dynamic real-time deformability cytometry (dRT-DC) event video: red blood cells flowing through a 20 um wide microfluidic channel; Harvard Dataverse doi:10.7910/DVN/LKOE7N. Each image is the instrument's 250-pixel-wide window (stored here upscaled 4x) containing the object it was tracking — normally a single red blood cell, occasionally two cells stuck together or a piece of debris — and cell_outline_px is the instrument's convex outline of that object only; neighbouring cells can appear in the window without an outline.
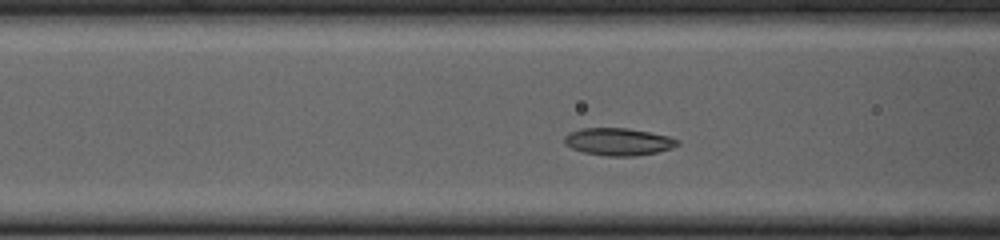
{"species": "common noctule bat (a hibernating species)", "species_latin": "Nyctalus noctula", "temperature_condition": "cold", "stored_images_in_passage": 33, "camera_frame_rate_fps": 3000, "um_per_image_px": 0.085, "animal": {"sex": "female", "body_mass_g": 23.0, "forearm_length_mm": 53.4}, "frame": {"image": 1, "passage_image": 8, "time_ms": 2.333, "image_size_px": [1000, 240], "cell_outline_px": [[680, 144], [672, 148], [656, 152], [636, 156], [608, 156], [584, 152], [572, 148], [564, 144], [564, 136], [568, 132], [580, 128], [628, 128], [668, 136], [680, 140]], "centroid_in_image_um": [52.55, 12.04], "position_along_channel_um": 114.1, "area_um2": 18.09}}
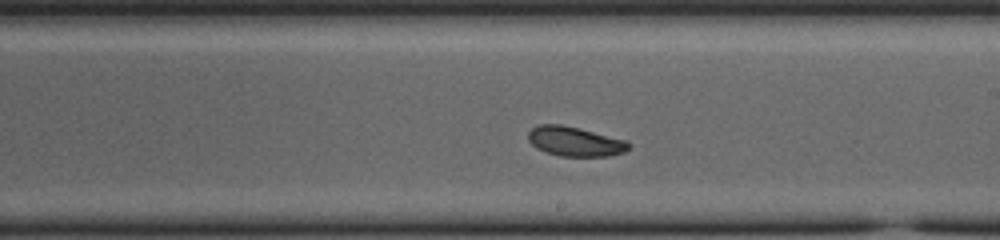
{"frame": {"image": 2, "passage_image": 18, "time_ms": 5.667, "image_size_px": [1000, 240], "cell_outline_px": [[632, 144], [624, 152], [608, 156], [560, 156], [544, 152], [536, 148], [528, 140], [528, 132], [532, 128], [540, 124], [560, 124], [580, 128], [628, 140]], "centroid_in_image_um": [48.88, 12.02], "position_along_channel_um": 240.1, "area_um2": 17.51}}
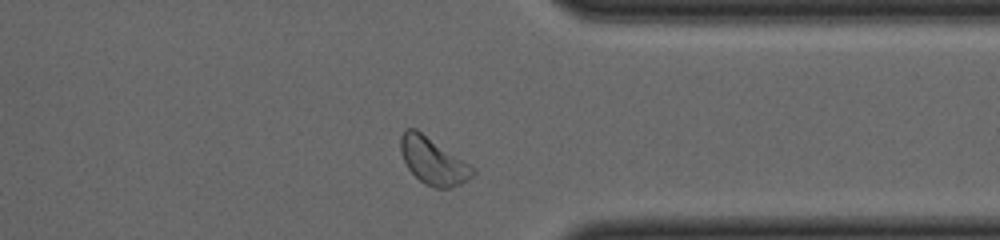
{"frame": {"image": 3, "passage_image": 29, "time_ms": 9.333, "image_size_px": [1000, 240], "cell_outline_px": [[476, 172], [472, 176], [460, 184], [448, 188], [436, 188], [424, 184], [408, 168], [400, 152], [400, 136], [408, 128], [416, 128], [476, 168]], "centroid_in_image_um": [36.82, 13.67], "position_along_channel_um": 374.6, "area_um2": 19.59}, "authors_computed_cell_mechanics": {"area_um2": 17.6868, "velocity_mm_per_s": 3.7922, "shape_relaxation_time_tau1_ms": 3.5642, "shape_relaxation_time_tau2_ms": null, "deformation_change_tau1": 0.1316, "deformation_change_tau2": null}}